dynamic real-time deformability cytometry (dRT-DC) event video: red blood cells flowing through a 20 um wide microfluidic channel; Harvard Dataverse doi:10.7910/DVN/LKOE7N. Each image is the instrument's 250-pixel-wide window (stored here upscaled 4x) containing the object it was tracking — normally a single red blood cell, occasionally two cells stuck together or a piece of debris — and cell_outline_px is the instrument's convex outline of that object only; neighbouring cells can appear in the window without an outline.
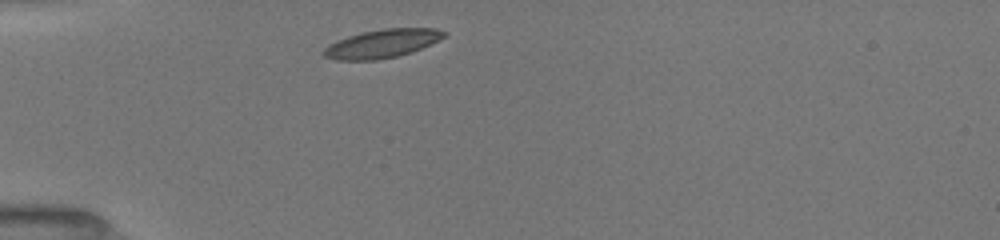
{"species": "common noctule bat (a hibernating species)", "species_latin": "Nyctalus noctula", "temperature_condition": "room temperature", "stored_images_in_passage": 8, "camera_frame_rate_fps": 3000, "um_per_image_px": 0.085, "animal": {"sex": "female", "body_mass_g": 19.5, "forearm_length_mm": 54.1}, "frame": {"image": 1, "passage_image": 1, "time_ms": 0.0, "image_size_px": [1000, 240], "cell_outline_px": [[448, 32], [444, 36], [412, 52], [396, 56], [376, 60], [336, 60], [324, 56], [320, 52], [328, 44], [336, 40], [360, 32], [384, 28], [436, 28]], "centroid_in_image_um": [32.41, 3.7], "position_along_channel_um": 52.6, "area_um2": 19.94}}
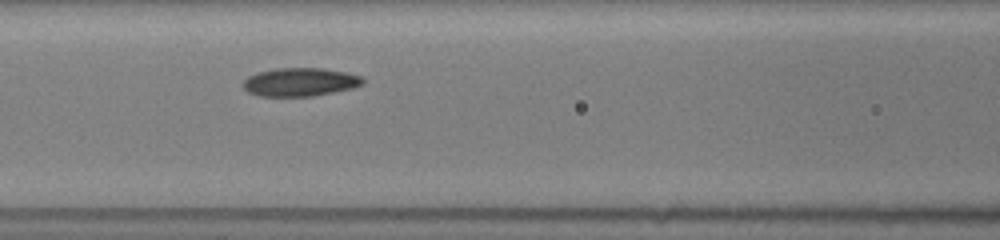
{"frame": {"image": 2, "passage_image": 6, "time_ms": 2.667, "image_size_px": [1000, 240], "cell_outline_px": [[364, 84], [352, 88], [312, 96], [260, 96], [248, 92], [240, 84], [248, 76], [260, 72], [276, 68], [320, 68], [344, 72], [360, 76], [364, 80]], "centroid_in_image_um": [25.47, 6.97], "position_along_channel_um": 141.1, "area_um2": 19.65}}
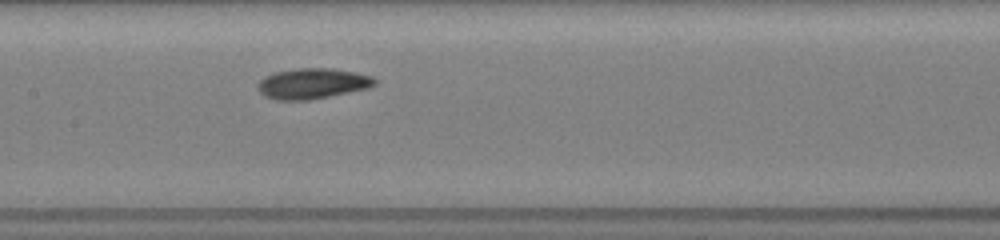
{"frame": {"image": 3, "passage_image": 8, "time_ms": 3.667, "image_size_px": [1000, 240], "cell_outline_px": [[376, 84], [368, 88], [308, 100], [276, 100], [264, 96], [256, 88], [256, 84], [264, 76], [276, 72], [292, 68], [332, 68], [356, 72], [372, 76], [376, 80]], "centroid_in_image_um": [26.52, 7.09], "position_along_channel_um": 180.9, "area_um2": 20.92}}